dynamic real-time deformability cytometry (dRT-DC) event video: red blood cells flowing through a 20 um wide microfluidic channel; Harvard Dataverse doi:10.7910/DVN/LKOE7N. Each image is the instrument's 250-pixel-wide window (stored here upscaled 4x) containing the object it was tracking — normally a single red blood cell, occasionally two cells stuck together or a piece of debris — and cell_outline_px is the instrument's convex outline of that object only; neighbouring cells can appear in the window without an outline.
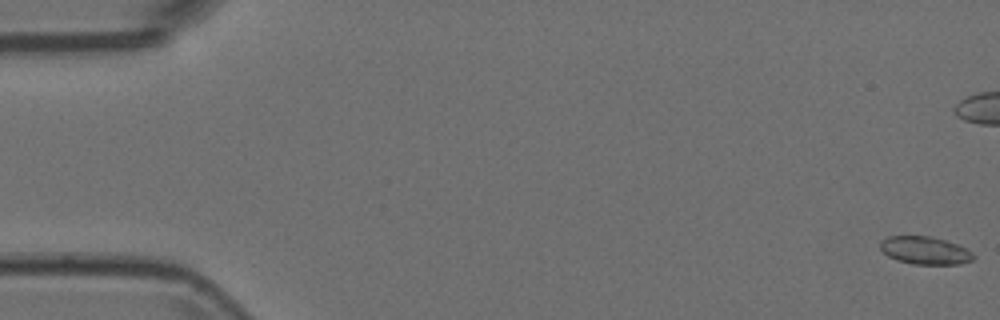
{"species": "Egyptian fruit bat (a non-hibernating species)", "species_latin": "Rousettus aegyptiacus", "temperature_condition": "room temperature", "stored_images_in_passage": 55, "camera_frame_rate_fps": 3000, "um_per_image_px": 0.085, "animal": {"sex": "female"}, "frame": {"image": 1, "passage_image": 1, "time_ms": 0.0, "image_size_px": [1000, 320], "cell_outline_px": [[976, 256], [972, 260], [960, 264], [912, 264], [896, 260], [888, 256], [880, 248], [880, 240], [888, 236], [932, 236], [956, 244], [972, 252]], "centroid_in_image_um": [78.6, 21.29], "position_along_channel_um": 6.4, "area_um2": 15.09}}
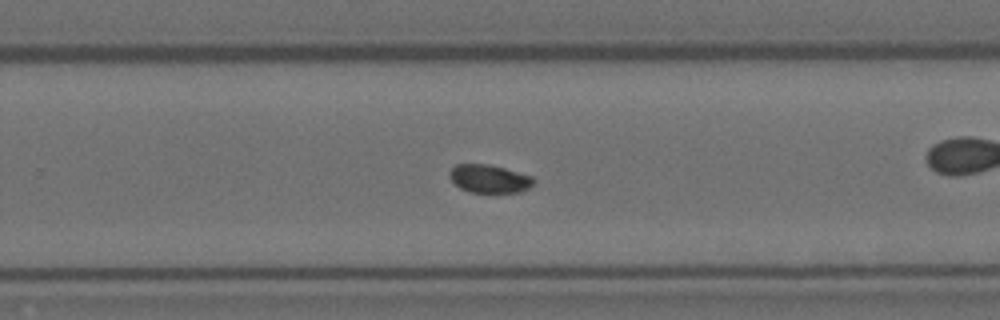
{"frame": {"image": 2, "passage_image": 35, "time_ms": 11.333, "image_size_px": [1000, 320], "cell_outline_px": [[536, 184], [520, 192], [472, 192], [460, 188], [448, 176], [448, 172], [456, 164], [488, 164], [504, 168], [532, 176], [536, 180]], "centroid_in_image_um": [41.61, 15.19], "position_along_channel_um": 288.2, "area_um2": 13.81}}
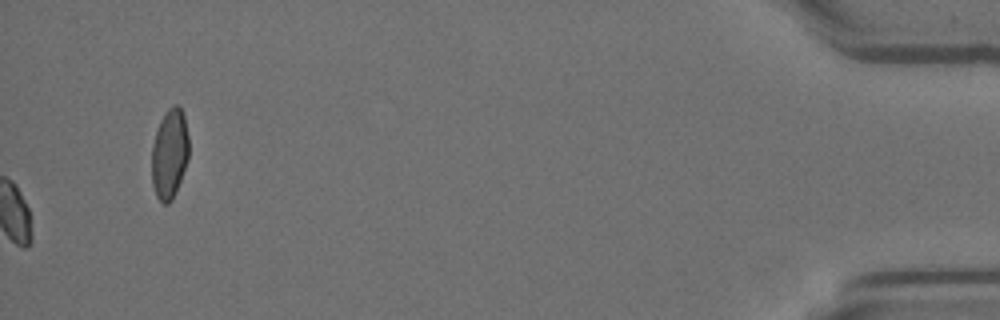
{"frame": {"image": 3, "passage_image": 55, "time_ms": 18.0, "image_size_px": [1000, 320], "cell_outline_px": [[188, 160], [176, 192], [172, 200], [168, 204], [164, 204], [156, 196], [152, 184], [152, 144], [160, 120], [164, 112], [172, 104], [180, 104], [184, 116], [188, 136]], "centroid_in_image_um": [14.41, 13.05], "position_along_channel_um": 420.8, "area_um2": 19.65}}